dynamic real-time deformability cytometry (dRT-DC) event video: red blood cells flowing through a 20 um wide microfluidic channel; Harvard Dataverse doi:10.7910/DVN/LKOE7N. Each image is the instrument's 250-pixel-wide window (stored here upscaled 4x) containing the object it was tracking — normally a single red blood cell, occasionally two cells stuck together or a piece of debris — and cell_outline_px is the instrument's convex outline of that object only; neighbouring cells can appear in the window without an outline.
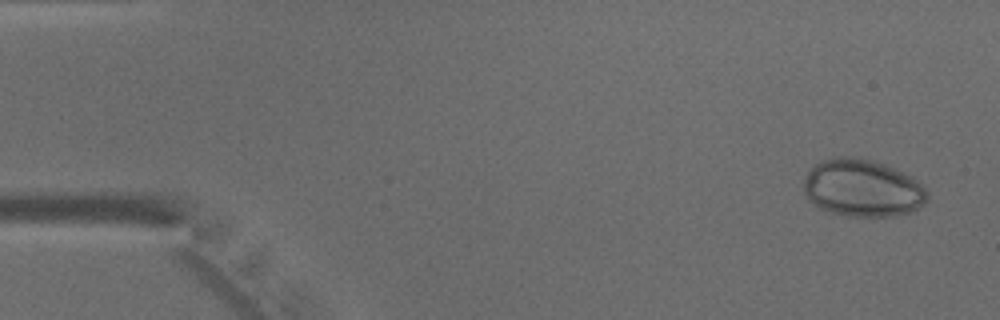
{"species": "common noctule bat (a hibernating species)", "species_latin": "Nyctalus noctula", "temperature_condition": "warm", "stored_images_in_passage": 15, "camera_frame_rate_fps": 3000, "um_per_image_px": 0.085, "animal": {"sex": "male", "body_mass_g": 15.6}, "frame": {"image": 1, "passage_image": 3, "time_ms": 0.667, "image_size_px": [1000, 320], "cell_outline_px": [[928, 200], [924, 204], [912, 212], [896, 216], [844, 216], [828, 212], [820, 208], [808, 200], [804, 192], [804, 180], [808, 172], [820, 160], [836, 156], [856, 156], [872, 160], [884, 164], [912, 176], [924, 184], [928, 196]], "centroid_in_image_um": [73.33, 15.99], "position_along_channel_um": 11.7, "area_um2": 41.91}}